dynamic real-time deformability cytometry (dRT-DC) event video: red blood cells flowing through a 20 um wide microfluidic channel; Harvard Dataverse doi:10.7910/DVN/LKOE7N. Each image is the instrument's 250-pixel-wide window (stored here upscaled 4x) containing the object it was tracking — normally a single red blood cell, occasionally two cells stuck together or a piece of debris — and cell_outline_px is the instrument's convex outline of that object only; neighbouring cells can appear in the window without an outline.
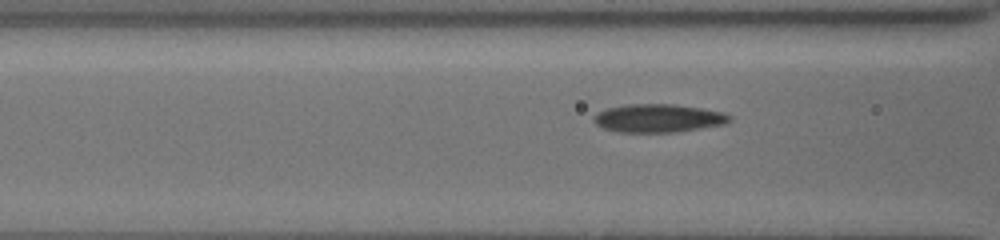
{"species": "common noctule bat (a hibernating species)", "species_latin": "Nyctalus noctula", "temperature_condition": "cold", "stored_images_in_passage": 21, "camera_frame_rate_fps": 3000, "um_per_image_px": 0.085, "animal": {"sex": "female", "body_mass_g": 19.5, "forearm_length_mm": 54.1}, "frame": {"image": 1, "passage_image": 20, "time_ms": 6.333, "image_size_px": [1000, 240], "cell_outline_px": [[732, 120], [724, 124], [676, 132], [620, 132], [604, 128], [596, 124], [592, 120], [592, 116], [596, 112], [608, 108], [628, 104], [672, 104], [700, 108], [724, 112], [732, 116]], "centroid_in_image_um": [55.94, 10.04], "position_along_channel_um": 110.7, "area_um2": 22.37}}